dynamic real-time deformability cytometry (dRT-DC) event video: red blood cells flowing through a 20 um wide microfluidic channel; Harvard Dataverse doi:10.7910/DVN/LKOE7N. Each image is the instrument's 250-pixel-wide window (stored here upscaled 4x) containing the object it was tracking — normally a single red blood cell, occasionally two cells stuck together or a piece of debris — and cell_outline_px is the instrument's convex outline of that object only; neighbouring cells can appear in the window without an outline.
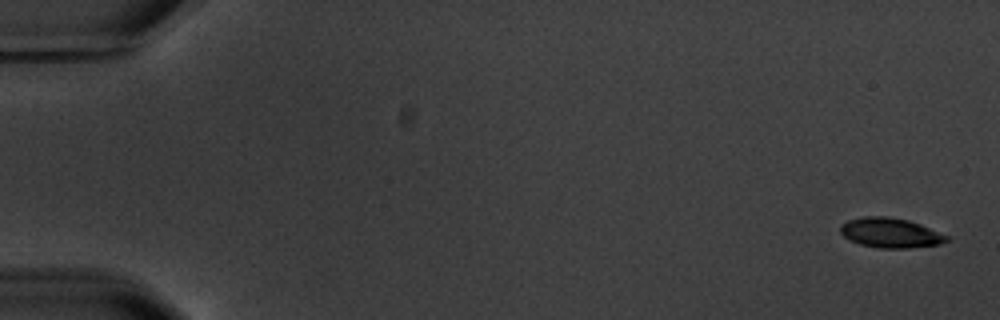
{"species": "common noctule bat (a hibernating species)", "species_latin": "Nyctalus noctula", "temperature_condition": "warm", "stored_images_in_passage": 3, "camera_frame_rate_fps": 3000, "um_per_image_px": 0.085, "animal": {"sex": "male", "body_mass_g": 20.1, "forearm_length_mm": 53.5}, "frame": {"image": 1, "passage_image": 1, "time_ms": 0.0, "image_size_px": [1000, 320], "cell_outline_px": [[952, 240], [940, 244], [908, 248], [880, 248], [860, 244], [848, 240], [840, 232], [840, 224], [848, 220], [864, 216], [888, 216], [908, 220], [920, 224], [952, 236]], "centroid_in_image_um": [75.73, 19.79], "position_along_channel_um": 9.3, "area_um2": 18.79}}